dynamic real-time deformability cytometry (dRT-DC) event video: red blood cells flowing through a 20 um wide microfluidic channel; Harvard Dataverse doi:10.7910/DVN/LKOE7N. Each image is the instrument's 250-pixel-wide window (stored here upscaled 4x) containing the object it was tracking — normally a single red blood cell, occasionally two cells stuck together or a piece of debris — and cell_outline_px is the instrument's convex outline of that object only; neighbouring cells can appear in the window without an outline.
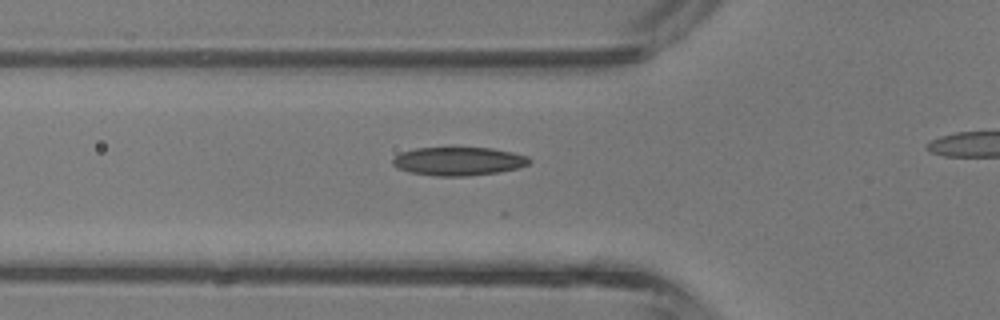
{"species": "common noctule bat (a hibernating species)", "species_latin": "Nyctalus noctula", "temperature_condition": "room temperature", "stored_images_in_passage": 22, "camera_frame_rate_fps": 3000, "um_per_image_px": 0.085, "animal": {"sex": "male", "body_mass_g": 13.3}, "frame": {"image": 1, "passage_image": 5, "time_ms": 1.333, "image_size_px": [1000, 320], "cell_outline_px": [[532, 160], [528, 164], [520, 168], [500, 172], [468, 176], [436, 176], [408, 172], [396, 168], [392, 164], [392, 160], [400, 152], [416, 148], [452, 144], [492, 148], [512, 152], [528, 156]], "centroid_in_image_um": [38.96, 13.66], "position_along_channel_um": 86.8, "area_um2": 23.93}}
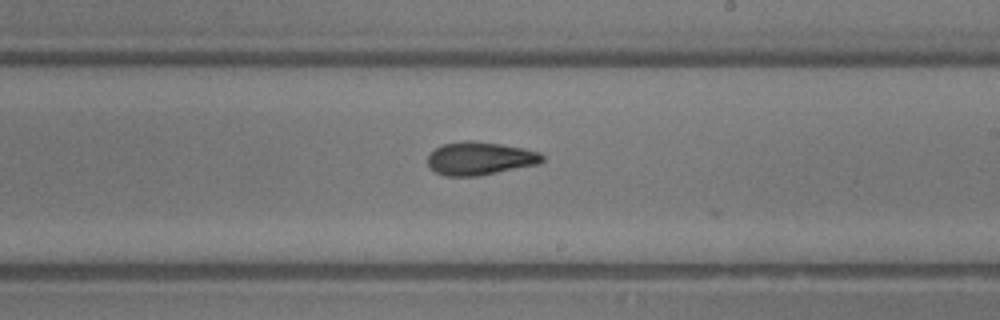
{"frame": {"image": 2, "passage_image": 15, "time_ms": 4.667, "image_size_px": [1000, 320], "cell_outline_px": [[544, 160], [540, 164], [480, 176], [444, 176], [436, 172], [428, 164], [428, 156], [440, 144], [464, 140], [472, 140], [500, 144], [524, 148], [540, 152], [544, 156]], "centroid_in_image_um": [40.82, 13.46], "position_along_channel_um": 248.2, "area_um2": 22.37}}
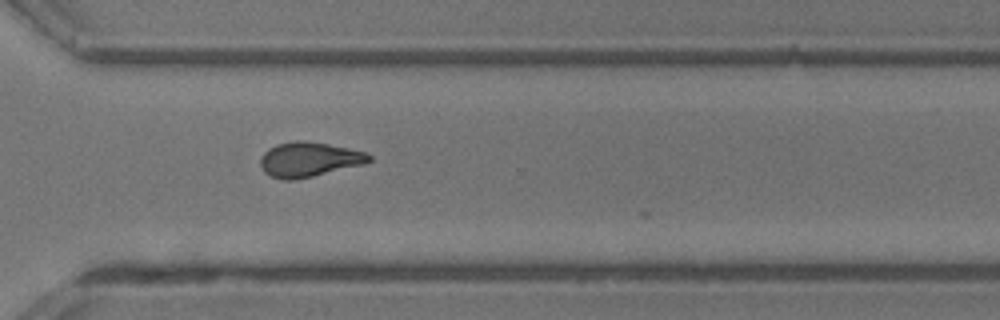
{"frame": {"image": 3, "passage_image": 21, "time_ms": 6.667, "image_size_px": [1000, 320], "cell_outline_px": [[372, 160], [364, 164], [312, 176], [292, 180], [280, 180], [264, 172], [260, 168], [260, 156], [268, 148], [276, 144], [296, 140], [308, 140], [368, 152], [372, 156]], "centroid_in_image_um": [26.25, 13.54], "position_along_channel_um": 344.4, "area_um2": 22.2}}